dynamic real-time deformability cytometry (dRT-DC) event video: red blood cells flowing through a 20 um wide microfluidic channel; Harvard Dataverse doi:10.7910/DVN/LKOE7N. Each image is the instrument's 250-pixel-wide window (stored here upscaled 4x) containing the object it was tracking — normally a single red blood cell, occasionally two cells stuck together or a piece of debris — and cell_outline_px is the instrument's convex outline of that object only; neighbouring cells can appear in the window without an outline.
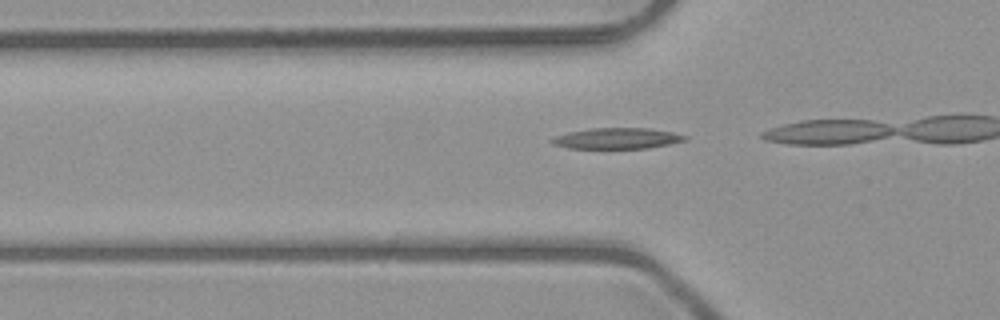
{"species": "common noctule bat (a hibernating species)", "species_latin": "Nyctalus noctula", "temperature_condition": "room temperature", "stored_images_in_passage": 8, "camera_frame_rate_fps": 3000, "um_per_image_px": 0.085, "animal": {"sex": "male", "body_mass_g": 23.1, "forearm_length_mm": 52.7}, "frame": {"image": 1, "passage_image": 2, "time_ms": 0.333, "image_size_px": [1000, 320], "cell_outline_px": [[688, 140], [648, 148], [568, 148], [552, 144], [548, 140], [556, 136], [568, 132], [592, 128], [648, 128], [672, 132], [688, 136]], "centroid_in_image_um": [52.44, 11.76], "position_along_channel_um": 73.4, "area_um2": 16.18}}